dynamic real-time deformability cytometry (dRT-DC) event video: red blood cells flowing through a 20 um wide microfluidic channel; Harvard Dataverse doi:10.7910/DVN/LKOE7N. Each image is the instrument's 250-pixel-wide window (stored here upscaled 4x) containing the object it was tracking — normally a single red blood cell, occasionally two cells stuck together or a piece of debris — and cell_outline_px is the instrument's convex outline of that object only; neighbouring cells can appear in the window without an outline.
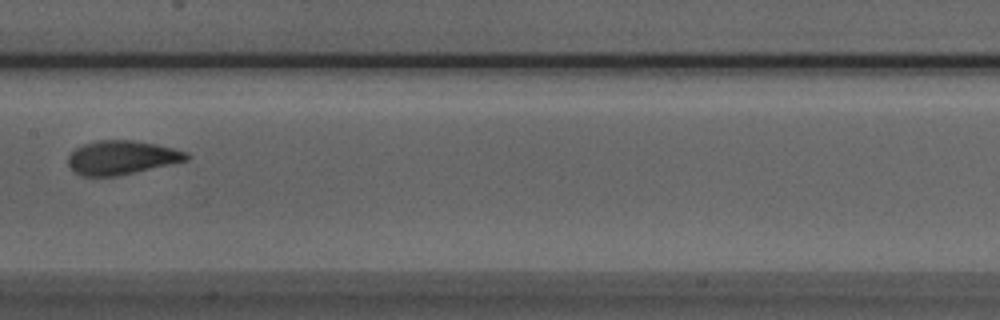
{"species": "Egyptian fruit bat (a non-hibernating species)", "species_latin": "Rousettus aegyptiacus", "temperature_condition": "room temperature", "stored_images_in_passage": 9, "camera_frame_rate_fps": 3000, "um_per_image_px": 0.085, "animal": {"sex": "male"}, "frame": {"image": 1, "passage_image": 8, "time_ms": 2.333, "image_size_px": [1000, 320], "cell_outline_px": [[192, 156], [188, 160], [120, 176], [80, 176], [68, 164], [68, 156], [76, 148], [84, 144], [96, 140], [132, 140], [156, 144], [188, 152]], "centroid_in_image_um": [10.37, 13.39], "position_along_channel_um": 197.0, "area_um2": 23.47}}
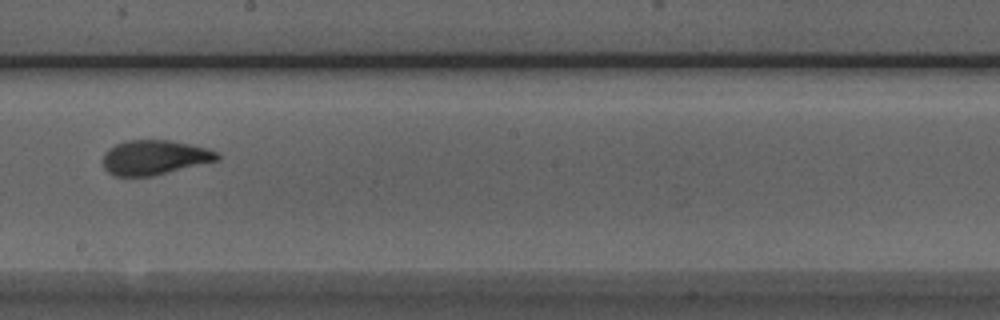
{"frame": {"image": 2, "passage_image": 9, "time_ms": 2.667, "image_size_px": [1000, 320], "cell_outline_px": [[220, 160], [152, 176], [112, 176], [104, 168], [100, 160], [104, 152], [108, 148], [116, 144], [128, 140], [168, 140], [208, 148], [216, 152], [220, 156]], "centroid_in_image_um": [13.08, 13.39], "position_along_channel_um": 235.1, "area_um2": 23.29}}